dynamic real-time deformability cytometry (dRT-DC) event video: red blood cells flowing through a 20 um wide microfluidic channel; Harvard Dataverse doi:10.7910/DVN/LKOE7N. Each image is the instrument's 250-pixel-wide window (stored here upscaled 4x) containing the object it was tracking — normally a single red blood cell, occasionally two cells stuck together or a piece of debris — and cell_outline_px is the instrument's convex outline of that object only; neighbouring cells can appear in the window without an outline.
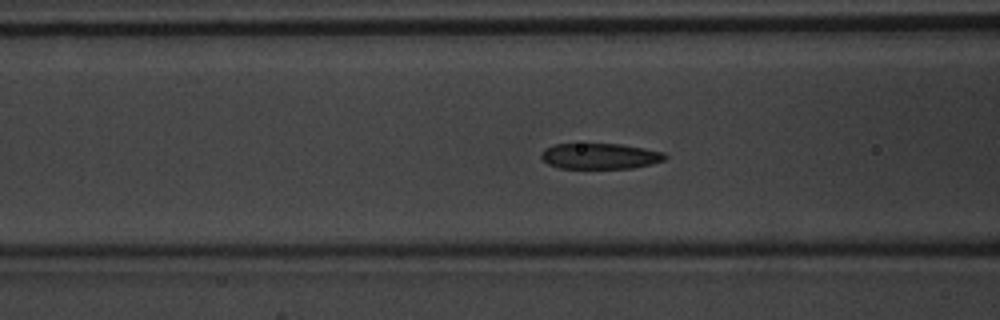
{"species": "common noctule bat (a hibernating species)", "species_latin": "Nyctalus noctula", "temperature_condition": "warm", "stored_images_in_passage": 33, "camera_frame_rate_fps": 3000, "um_per_image_px": 0.085, "animal": {"sex": "male", "body_mass_g": 20.1, "forearm_length_mm": 53.5}, "frame": {"image": 1, "passage_image": 4, "time_ms": 1.0, "image_size_px": [1000, 320], "cell_outline_px": [[668, 156], [664, 160], [632, 168], [560, 168], [548, 164], [540, 156], [540, 152], [544, 148], [556, 144], [620, 144], [644, 148], [664, 152]], "centroid_in_image_um": [50.98, 13.26], "position_along_channel_um": 115.6, "area_um2": 18.5}}
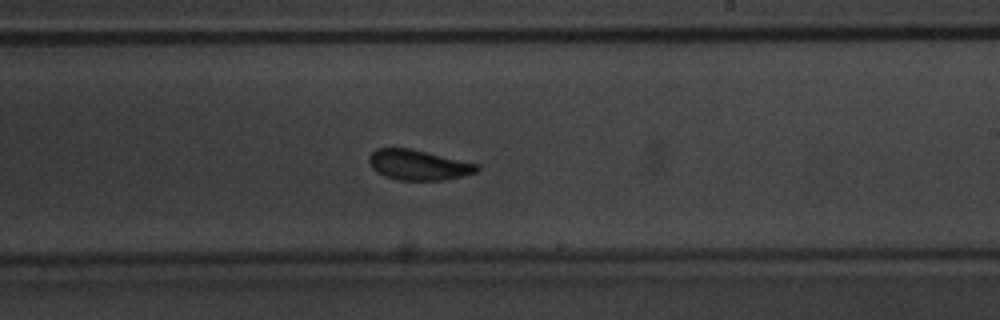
{"frame": {"image": 2, "passage_image": 14, "time_ms": 4.333, "image_size_px": [1000, 320], "cell_outline_px": [[480, 168], [476, 172], [444, 180], [396, 180], [384, 176], [376, 172], [372, 168], [368, 160], [368, 156], [376, 148], [412, 148], [480, 164]], "centroid_in_image_um": [35.55, 14.01], "position_along_channel_um": 253.5, "area_um2": 19.25}}
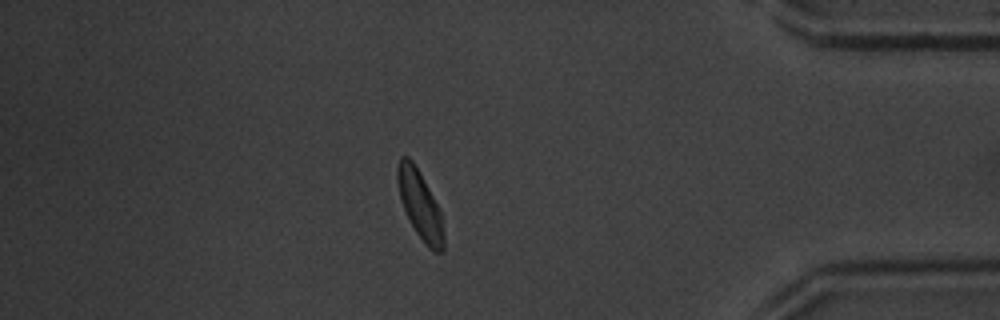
{"frame": {"image": 3, "passage_image": 27, "time_ms": 8.667, "image_size_px": [1000, 320], "cell_outline_px": [[444, 248], [440, 252], [436, 252], [428, 248], [424, 244], [416, 232], [404, 208], [400, 196], [396, 180], [396, 168], [400, 156], [408, 156], [412, 160], [420, 172], [440, 212], [444, 232]], "centroid_in_image_um": [35.68, 17.39], "position_along_channel_um": 399.5, "area_um2": 18.15}, "authors_computed_cell_mechanics": {"area_um2": 19.2474, "velocity_mm_per_s": 4.1347, "shape_relaxation_time_tau1_ms": 2.174, "shape_relaxation_time_tau2_ms": 0.9331, "deformation_change_tau1": 0.115, "deformation_change_tau2": 0.0704}}